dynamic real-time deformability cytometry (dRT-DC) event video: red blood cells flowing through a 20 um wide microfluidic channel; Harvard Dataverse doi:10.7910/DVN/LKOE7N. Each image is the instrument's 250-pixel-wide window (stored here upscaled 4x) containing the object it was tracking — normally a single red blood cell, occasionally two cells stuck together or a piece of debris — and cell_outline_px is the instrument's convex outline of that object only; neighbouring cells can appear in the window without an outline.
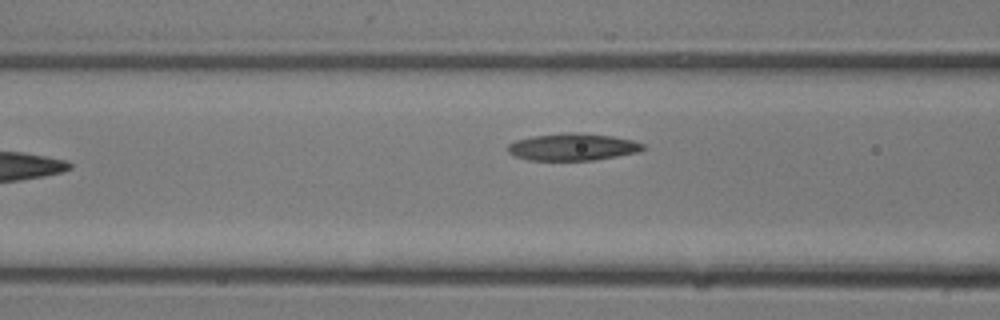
{"species": "common noctule bat (a hibernating species)", "species_latin": "Nyctalus noctula", "temperature_condition": "room temperature", "stored_images_in_passage": 7, "camera_frame_rate_fps": 3000, "um_per_image_px": 0.085, "animal": {"sex": "male", "body_mass_g": 13.3}, "frame": {"image": 1, "passage_image": 7, "time_ms": 2.0, "image_size_px": [1000, 320], "cell_outline_px": [[648, 148], [640, 152], [592, 160], [528, 160], [516, 156], [508, 152], [508, 144], [516, 140], [532, 136], [564, 132], [576, 132], [612, 136], [632, 140], [644, 144]], "centroid_in_image_um": [48.71, 12.48], "position_along_channel_um": 117.9, "area_um2": 21.44}}